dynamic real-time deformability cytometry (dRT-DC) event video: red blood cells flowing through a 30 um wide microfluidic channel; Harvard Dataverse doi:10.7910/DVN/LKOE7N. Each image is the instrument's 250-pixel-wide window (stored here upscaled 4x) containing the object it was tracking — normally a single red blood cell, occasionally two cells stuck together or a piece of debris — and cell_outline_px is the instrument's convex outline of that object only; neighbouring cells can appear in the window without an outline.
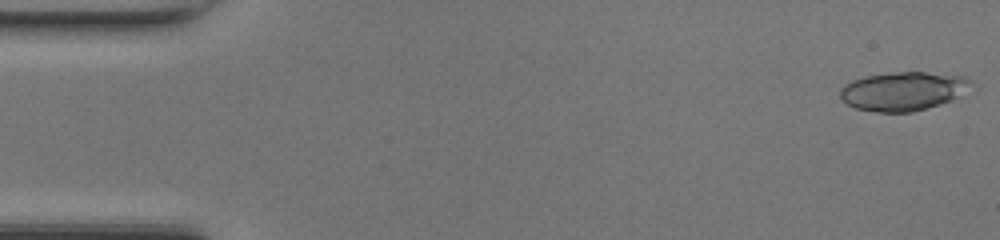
{"species": "common noctule bat (a hibernating species)", "species_latin": "Nyctalus noctula", "temperature_condition": "room temperature", "stored_images_in_passage": 47, "camera_frame_rate_fps": 3000, "um_per_image_px": 0.085, "animal": {"sex": "female", "body_mass_g": 17.0, "forearm_length_mm": 48.0}, "frame": {"image": 1, "passage_image": 1, "time_ms": 0.0, "image_size_px": [1000, 240], "cell_outline_px": [[972, 80], [952, 100], [912, 112], [876, 112], [856, 108], [848, 104], [840, 96], [840, 88], [844, 84], [852, 80], [864, 76], [896, 72], [924, 72], [964, 76]], "centroid_in_image_um": [76.68, 7.74], "position_along_channel_um": 8.3, "area_um2": 29.02}}